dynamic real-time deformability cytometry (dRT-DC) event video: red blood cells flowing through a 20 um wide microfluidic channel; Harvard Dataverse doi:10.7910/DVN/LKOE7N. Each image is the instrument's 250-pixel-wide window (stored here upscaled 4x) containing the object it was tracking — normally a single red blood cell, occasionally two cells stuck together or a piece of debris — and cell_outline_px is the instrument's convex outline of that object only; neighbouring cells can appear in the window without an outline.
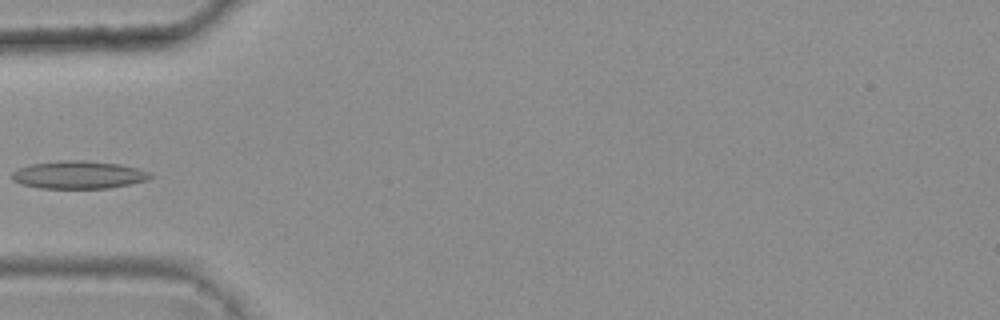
{"species": "common noctule bat (a hibernating species)", "species_latin": "Nyctalus noctula", "temperature_condition": "warm", "stored_images_in_passage": 3, "camera_frame_rate_fps": 3000, "um_per_image_px": 0.085, "animal": {"sex": "female", "body_mass_g": 25.1}, "frame": {"image": 1, "passage_image": 3, "time_ms": 0.667, "image_size_px": [1000, 320], "cell_outline_px": [[156, 176], [148, 180], [108, 188], [40, 188], [20, 184], [12, 180], [12, 172], [20, 168], [32, 164], [60, 160], [84, 160], [120, 164], [140, 168], [152, 172]], "centroid_in_image_um": [6.74, 14.85], "position_along_channel_um": 78.3, "area_um2": 22.6}}